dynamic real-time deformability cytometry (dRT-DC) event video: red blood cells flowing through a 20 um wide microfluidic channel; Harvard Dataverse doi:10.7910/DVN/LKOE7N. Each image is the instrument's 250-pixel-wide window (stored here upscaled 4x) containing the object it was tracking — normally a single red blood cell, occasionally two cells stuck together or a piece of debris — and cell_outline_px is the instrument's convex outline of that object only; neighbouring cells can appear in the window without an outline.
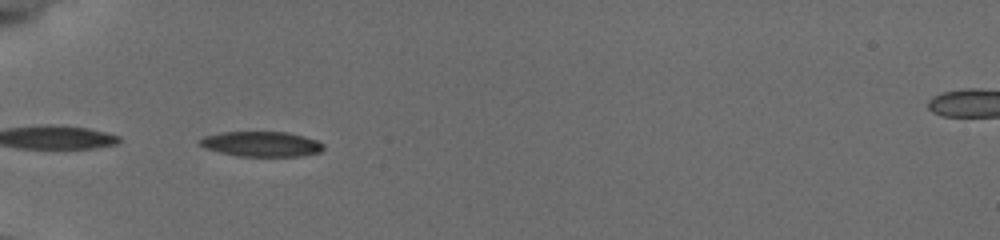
{"species": "common noctule bat (a hibernating species)", "species_latin": "Nyctalus noctula", "temperature_condition": "cold", "stored_images_in_passage": 25, "camera_frame_rate_fps": 3000, "um_per_image_px": 0.085, "animal": {"sex": "female", "body_mass_g": 19.5, "forearm_length_mm": 54.1}, "frame": {"image": 1, "passage_image": 1, "time_ms": 0.0, "image_size_px": [1000, 240], "cell_outline_px": [[324, 148], [320, 152], [300, 156], [240, 156], [220, 152], [208, 148], [200, 144], [200, 140], [204, 136], [220, 132], [288, 132], [304, 136], [316, 140], [324, 144]], "centroid_in_image_um": [22.27, 12.23], "position_along_channel_um": 62.7, "area_um2": 17.92}}
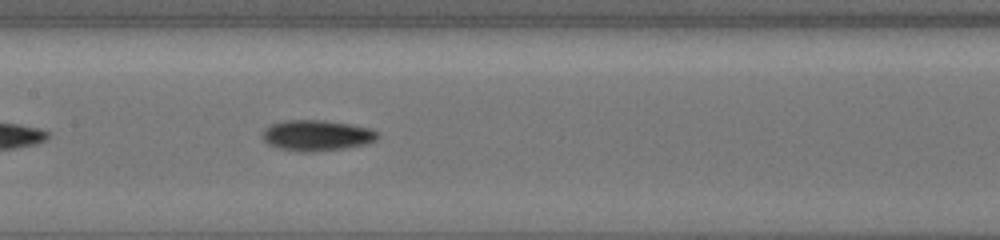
{"frame": {"image": 2, "passage_image": 11, "time_ms": 3.333, "image_size_px": [1000, 240], "cell_outline_px": [[380, 136], [376, 140], [364, 144], [344, 148], [312, 152], [300, 152], [280, 148], [268, 144], [264, 140], [264, 128], [272, 124], [284, 120], [324, 120], [348, 124], [368, 128], [376, 132]], "centroid_in_image_um": [26.91, 11.51], "position_along_channel_um": 180.5, "area_um2": 20.4}}
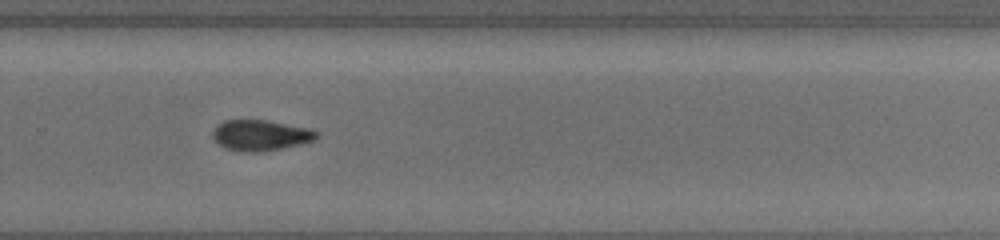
{"frame": {"image": 3, "passage_image": 21, "time_ms": 6.667, "image_size_px": [1000, 240], "cell_outline_px": [[320, 132], [312, 140], [300, 144], [264, 152], [240, 152], [228, 148], [220, 144], [212, 136], [212, 132], [216, 124], [224, 120], [268, 120], [312, 128]], "centroid_in_image_um": [22.16, 11.48], "position_along_channel_um": 307.6, "area_um2": 18.73}}